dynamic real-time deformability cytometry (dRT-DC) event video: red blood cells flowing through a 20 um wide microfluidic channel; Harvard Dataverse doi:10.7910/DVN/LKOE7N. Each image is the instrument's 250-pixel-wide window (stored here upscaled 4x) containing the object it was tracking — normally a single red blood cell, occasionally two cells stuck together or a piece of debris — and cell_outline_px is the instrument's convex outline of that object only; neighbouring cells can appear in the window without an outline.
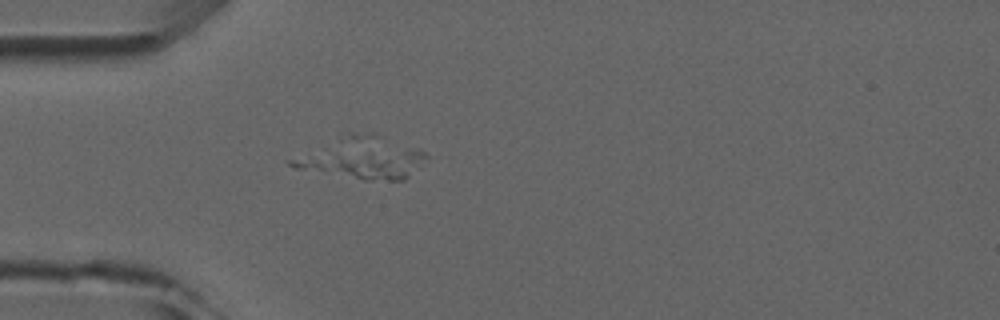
{"species": "common noctule bat (a hibernating species)", "species_latin": "Nyctalus noctula", "temperature_condition": "room temperature", "stored_images_in_passage": 5, "camera_frame_rate_fps": 3000, "um_per_image_px": 0.085, "animal": {"sex": "male", "forearm_length_mm": 52.5}, "frame": {"image": 1, "passage_image": 5, "time_ms": 5.333, "image_size_px": [1000, 320], "cell_outline_px": [[428, 156], [404, 180], [364, 180], [296, 168], [288, 164], [284, 160], [324, 148], [416, 148], [424, 152]], "centroid_in_image_um": [30.76, 13.81], "position_along_channel_um": 54.2, "area_um2": 24.91}}